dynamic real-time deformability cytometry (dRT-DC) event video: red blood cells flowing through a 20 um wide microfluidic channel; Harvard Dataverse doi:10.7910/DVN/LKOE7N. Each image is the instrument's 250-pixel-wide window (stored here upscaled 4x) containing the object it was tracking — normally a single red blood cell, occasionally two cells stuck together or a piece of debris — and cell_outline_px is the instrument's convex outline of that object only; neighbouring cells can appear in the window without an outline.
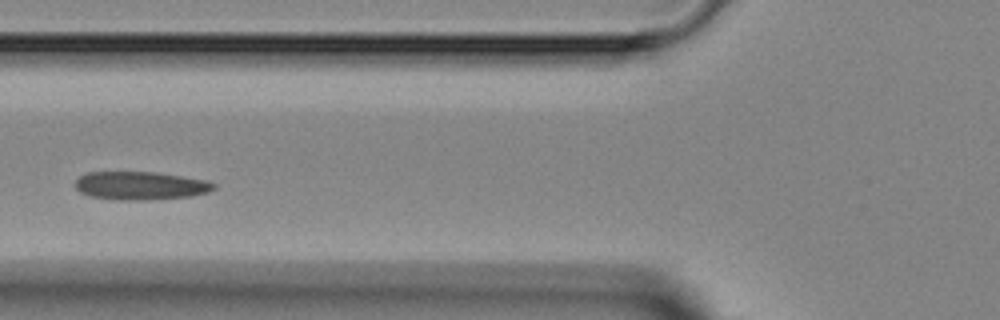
{"species": "Egyptian fruit bat (a non-hibernating species)", "species_latin": "Rousettus aegyptiacus", "temperature_condition": "room temperature", "stored_images_in_passage": 5, "camera_frame_rate_fps": 3000, "um_per_image_px": 0.085, "animal": {"sex": "female"}, "frame": {"image": 1, "passage_image": 5, "time_ms": 5.0, "image_size_px": [1000, 320], "cell_outline_px": [[216, 188], [208, 192], [192, 196], [144, 200], [116, 200], [88, 196], [80, 192], [72, 184], [80, 176], [88, 172], [156, 172], [208, 180], [216, 184]], "centroid_in_image_um": [11.93, 15.78], "position_along_channel_um": 113.9, "area_um2": 23.06}}